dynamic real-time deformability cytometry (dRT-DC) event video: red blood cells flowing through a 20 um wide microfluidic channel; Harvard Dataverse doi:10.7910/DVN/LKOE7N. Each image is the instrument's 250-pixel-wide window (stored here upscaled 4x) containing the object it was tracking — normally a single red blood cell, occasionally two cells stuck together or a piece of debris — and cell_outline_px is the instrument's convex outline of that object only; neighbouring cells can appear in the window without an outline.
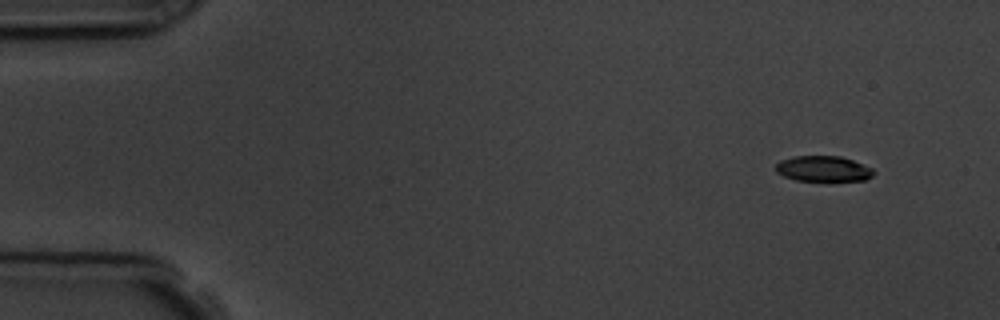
{"species": "common noctule bat (a hibernating species)", "species_latin": "Nyctalus noctula", "temperature_condition": "room temperature", "stored_images_in_passage": 5, "camera_frame_rate_fps": 3000, "um_per_image_px": 0.085, "animal": {"sex": "male", "body_mass_g": 19.5, "forearm_length_mm": 54.6}, "frame": {"image": 1, "passage_image": 1, "time_ms": 0.0, "image_size_px": [1000, 320], "cell_outline_px": [[876, 172], [872, 176], [864, 180], [796, 180], [784, 176], [776, 172], [776, 164], [780, 160], [792, 156], [840, 156], [852, 160], [872, 168]], "centroid_in_image_um": [69.96, 14.33], "position_along_channel_um": 15.0, "area_um2": 14.45}}
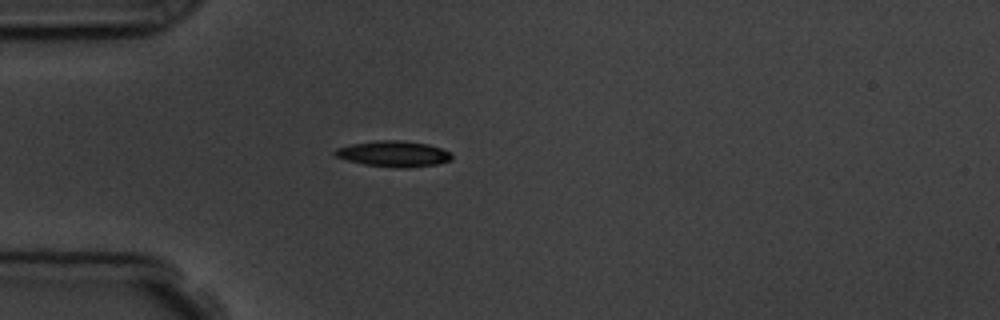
{"frame": {"image": 2, "passage_image": 4, "time_ms": 3.667, "image_size_px": [1000, 320], "cell_outline_px": [[452, 160], [436, 164], [408, 168], [396, 168], [364, 164], [348, 160], [336, 156], [332, 152], [336, 148], [352, 144], [376, 140], [400, 140], [428, 144], [440, 148], [448, 152], [452, 156]], "centroid_in_image_um": [33.44, 13.07], "position_along_channel_um": 51.6, "area_um2": 17.51}}